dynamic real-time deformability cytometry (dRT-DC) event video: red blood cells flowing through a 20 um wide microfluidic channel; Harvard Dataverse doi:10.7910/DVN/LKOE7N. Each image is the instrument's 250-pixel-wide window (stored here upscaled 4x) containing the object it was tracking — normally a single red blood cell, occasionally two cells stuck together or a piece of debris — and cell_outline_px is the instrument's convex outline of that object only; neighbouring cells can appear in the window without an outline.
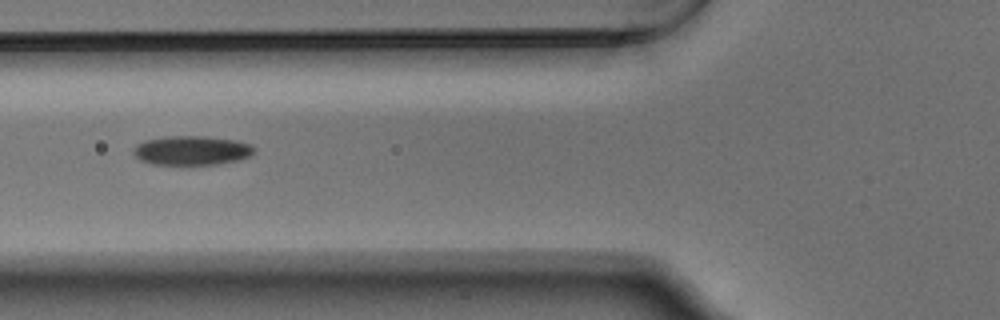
{"species": "Egyptian fruit bat (a non-hibernating species)", "species_latin": "Rousettus aegyptiacus", "temperature_condition": "warm", "stored_images_in_passage": 50, "camera_frame_rate_fps": 3000, "um_per_image_px": 0.085, "animal": {"sex": "male"}, "frame": {"image": 1, "passage_image": 20, "time_ms": 6.333, "image_size_px": [1000, 320], "cell_outline_px": [[256, 152], [252, 156], [236, 160], [216, 164], [152, 164], [140, 160], [132, 152], [136, 144], [144, 140], [168, 136], [208, 136], [236, 140], [252, 144], [256, 148]], "centroid_in_image_um": [16.33, 12.77], "position_along_channel_um": 109.5, "area_um2": 20.75}}
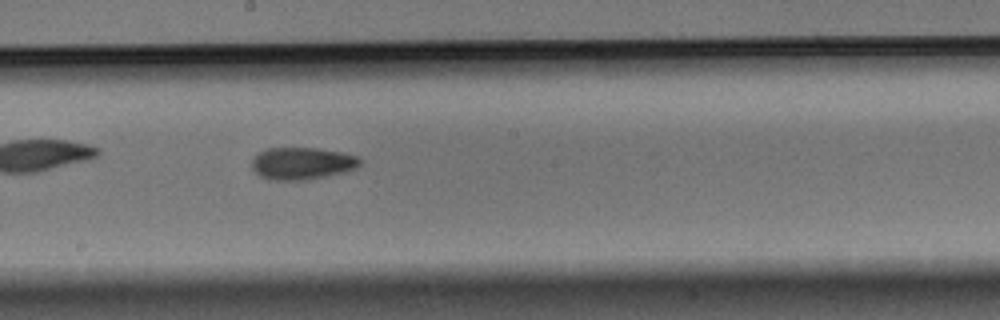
{"frame": {"image": 2, "passage_image": 29, "time_ms": 9.333, "image_size_px": [1000, 320], "cell_outline_px": [[364, 160], [356, 168], [348, 172], [304, 180], [268, 180], [260, 176], [252, 168], [252, 160], [260, 152], [268, 148], [316, 148], [340, 152], [356, 156]], "centroid_in_image_um": [25.7, 13.9], "position_along_channel_um": 222.5, "area_um2": 20.35}}
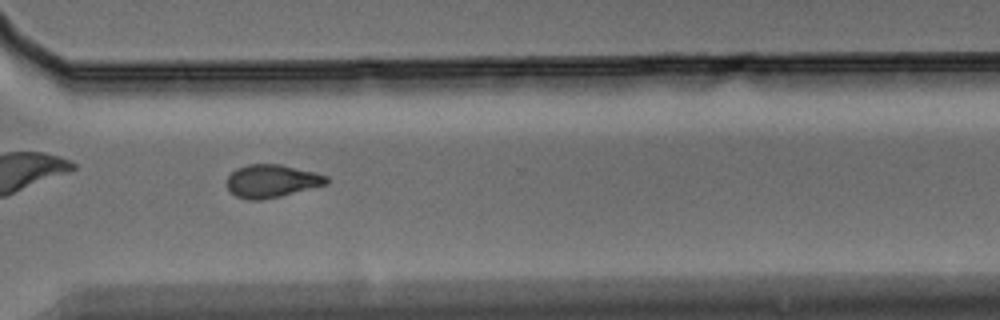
{"frame": {"image": 3, "passage_image": 39, "time_ms": 12.667, "image_size_px": [1000, 320], "cell_outline_px": [[328, 184], [280, 196], [260, 200], [248, 200], [236, 196], [228, 192], [228, 176], [236, 168], [248, 164], [280, 164], [328, 176]], "centroid_in_image_um": [23.07, 15.39], "position_along_channel_um": 347.5, "area_um2": 19.02}}